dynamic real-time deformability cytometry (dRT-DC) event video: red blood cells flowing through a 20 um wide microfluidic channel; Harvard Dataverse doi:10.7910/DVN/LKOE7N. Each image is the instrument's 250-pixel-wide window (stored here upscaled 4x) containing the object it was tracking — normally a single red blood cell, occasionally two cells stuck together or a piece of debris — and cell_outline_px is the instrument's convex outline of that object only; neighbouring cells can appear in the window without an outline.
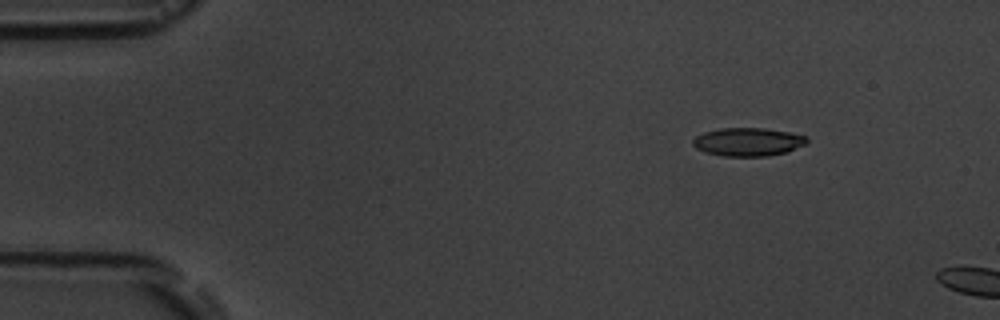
{"species": "common noctule bat (a hibernating species)", "species_latin": "Nyctalus noctula", "temperature_condition": "room temperature", "stored_images_in_passage": 4, "camera_frame_rate_fps": 3000, "um_per_image_px": 0.085, "animal": {"sex": "male", "body_mass_g": 19.5, "forearm_length_mm": 54.6}, "frame": {"image": 1, "passage_image": 3, "time_ms": 2.333, "image_size_px": [1000, 320], "cell_outline_px": [[808, 140], [804, 144], [788, 152], [768, 156], [724, 156], [704, 152], [696, 148], [692, 144], [692, 140], [696, 136], [704, 132], [720, 128], [764, 128], [788, 132], [808, 136]], "centroid_in_image_um": [63.57, 12.06], "position_along_channel_um": 21.4, "area_um2": 18.84}}